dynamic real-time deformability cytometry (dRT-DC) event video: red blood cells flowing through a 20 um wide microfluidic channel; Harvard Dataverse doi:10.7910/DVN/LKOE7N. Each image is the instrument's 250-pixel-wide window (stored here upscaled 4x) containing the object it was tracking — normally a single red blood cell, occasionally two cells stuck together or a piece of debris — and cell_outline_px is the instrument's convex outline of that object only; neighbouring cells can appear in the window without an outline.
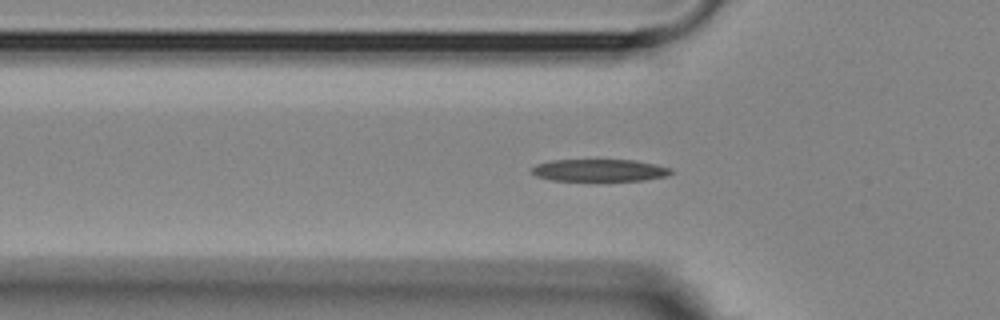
{"species": "Egyptian fruit bat (a non-hibernating species)", "species_latin": "Rousettus aegyptiacus", "temperature_condition": "room temperature", "stored_images_in_passage": 46, "camera_frame_rate_fps": 3000, "um_per_image_px": 0.085, "animal": {"sex": "female"}, "frame": {"image": 1, "passage_image": 7, "time_ms": 2.0, "image_size_px": [1000, 320], "cell_outline_px": [[672, 172], [668, 176], [644, 180], [552, 180], [536, 176], [532, 172], [532, 168], [536, 164], [552, 160], [636, 160], [656, 164], [672, 168]], "centroid_in_image_um": [50.99, 14.46], "position_along_channel_um": 74.8, "area_um2": 17.92}}
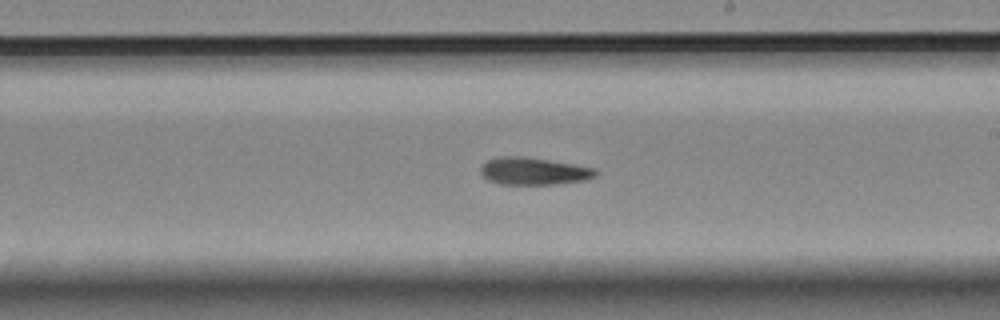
{"frame": {"image": 2, "passage_image": 21, "time_ms": 6.667, "image_size_px": [1000, 320], "cell_outline_px": [[596, 176], [584, 180], [556, 184], [500, 184], [488, 180], [480, 172], [480, 168], [488, 160], [500, 156], [520, 156], [548, 160], [596, 168]], "centroid_in_image_um": [45.35, 14.55], "position_along_channel_um": 243.7, "area_um2": 18.09}}
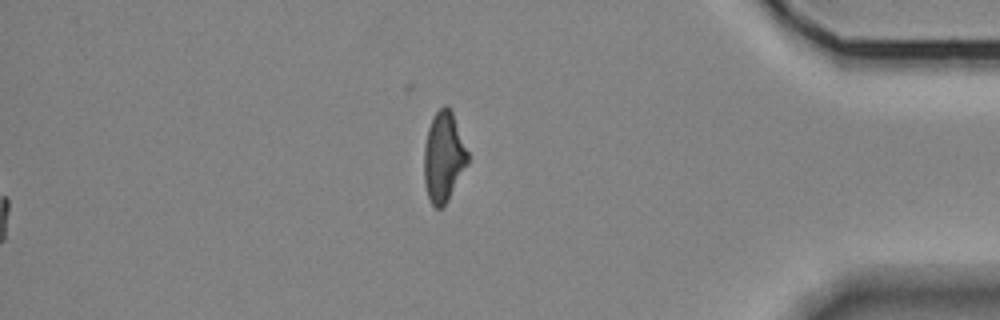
{"frame": {"image": 3, "passage_image": 46, "time_ms": 15.0, "image_size_px": [1000, 320], "cell_outline_px": [[468, 164], [444, 208], [436, 208], [432, 204], [428, 196], [424, 184], [424, 144], [428, 128], [436, 112], [444, 104], [448, 104], [452, 112], [468, 152]], "centroid_in_image_um": [37.7, 13.36], "position_along_channel_um": 397.5, "area_um2": 23.0}, "authors_computed_cell_mechanics": {"area_um2": 18.207, "velocity_mm_per_s": 3.5917, "shape_relaxation_time_tau1_ms": 4.6911, "shape_relaxation_time_tau2_ms": 5.5357, "deformation_change_tau1": 0.1762, "deformation_change_tau2": 0.1222}}